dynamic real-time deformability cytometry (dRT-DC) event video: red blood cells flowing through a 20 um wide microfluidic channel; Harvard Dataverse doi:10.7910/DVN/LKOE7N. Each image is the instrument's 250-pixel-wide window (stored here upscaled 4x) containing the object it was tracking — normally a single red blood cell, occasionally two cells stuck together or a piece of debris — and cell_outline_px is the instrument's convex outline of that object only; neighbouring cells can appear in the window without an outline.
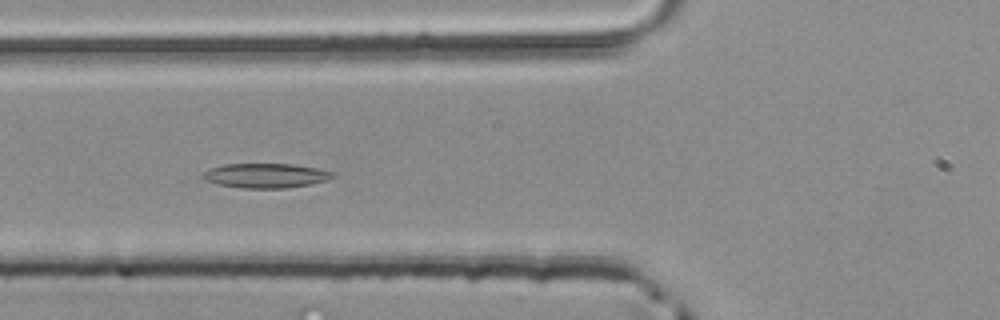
{"species": "common noctule bat (a hibernating species)", "species_latin": "Nyctalus noctula", "temperature_condition": "room temperature", "stored_images_in_passage": 48, "camera_frame_rate_fps": 3000, "um_per_image_px": 0.085, "animal": {"sex": "male", "body_mass_g": 20.4}, "frame": {"image": 1, "passage_image": 18, "time_ms": 5.667, "image_size_px": [1000, 320], "cell_outline_px": [[336, 176], [328, 180], [312, 184], [288, 188], [244, 188], [220, 184], [204, 180], [200, 176], [204, 172], [212, 168], [224, 164], [292, 164], [316, 168], [336, 172]], "centroid_in_image_um": [22.64, 14.93], "position_along_channel_um": 103.2, "area_um2": 18.61}}
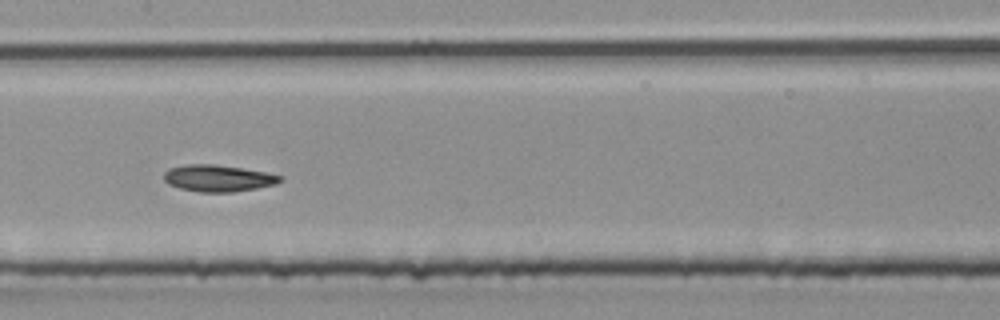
{"frame": {"image": 2, "passage_image": 24, "time_ms": 7.667, "image_size_px": [1000, 320], "cell_outline_px": [[284, 180], [276, 184], [256, 188], [232, 192], [200, 192], [180, 188], [168, 184], [164, 180], [164, 172], [168, 168], [188, 164], [212, 164], [240, 168], [264, 172], [284, 176]], "centroid_in_image_um": [18.54, 15.15], "position_along_channel_um": 188.9, "area_um2": 18.03}}
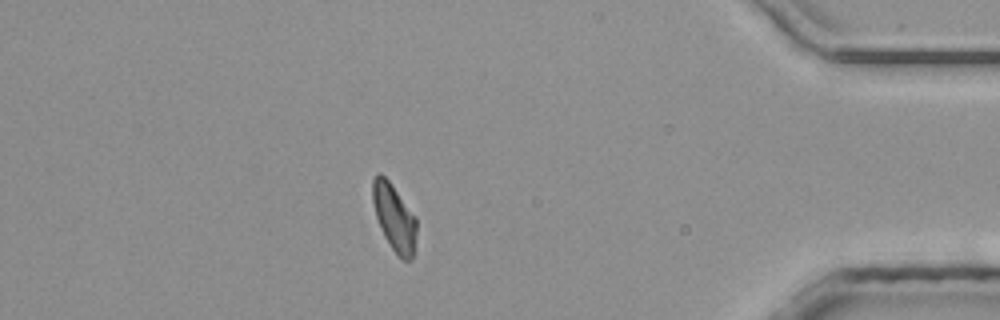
{"frame": {"image": 3, "passage_image": 42, "time_ms": 13.667, "image_size_px": [1000, 320], "cell_outline_px": [[416, 248], [412, 260], [404, 260], [396, 256], [384, 236], [380, 228], [376, 216], [372, 200], [372, 180], [376, 172], [380, 172], [388, 180], [416, 216]], "centroid_in_image_um": [33.52, 18.52], "position_along_channel_um": 401.7, "area_um2": 17.46}}